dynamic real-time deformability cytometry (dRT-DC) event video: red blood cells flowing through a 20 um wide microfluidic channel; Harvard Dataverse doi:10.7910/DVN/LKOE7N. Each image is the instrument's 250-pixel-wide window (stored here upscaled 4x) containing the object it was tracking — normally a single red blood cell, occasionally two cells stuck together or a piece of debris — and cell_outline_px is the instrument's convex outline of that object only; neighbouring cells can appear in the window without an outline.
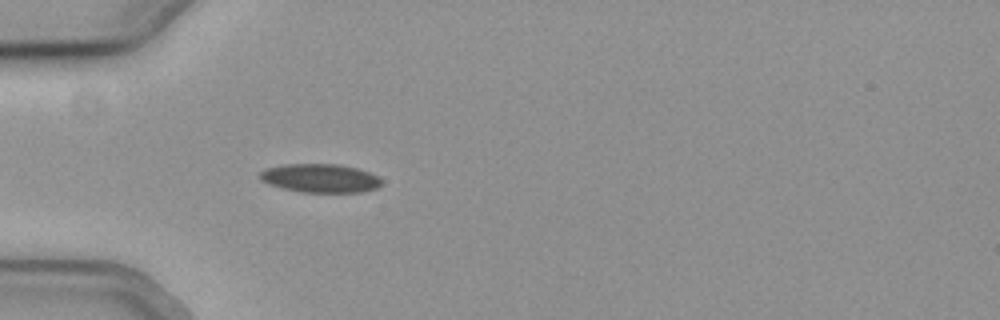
{"species": "common noctule bat (a hibernating species)", "species_latin": "Nyctalus noctula", "temperature_condition": "cold", "stored_images_in_passage": 43, "camera_frame_rate_fps": 3000, "um_per_image_px": 0.085, "animal": {"sex": "female", "body_mass_g": 19.3, "forearm_length_mm": 54.1}, "frame": {"image": 1, "passage_image": 5, "time_ms": 1.333, "image_size_px": [1000, 320], "cell_outline_px": [[384, 180], [376, 188], [360, 192], [300, 192], [268, 184], [260, 180], [260, 172], [268, 168], [284, 164], [340, 164], [356, 168], [380, 176]], "centroid_in_image_um": [27.24, 15.14], "position_along_channel_um": 57.8, "area_um2": 20.29}}
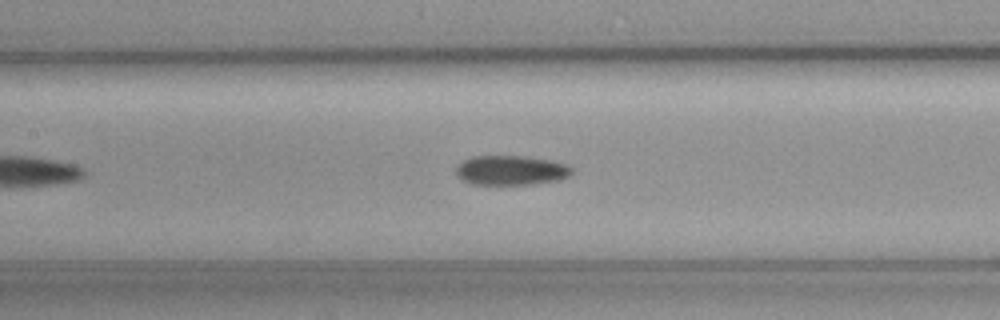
{"frame": {"image": 2, "passage_image": 14, "time_ms": 4.333, "image_size_px": [1000, 320], "cell_outline_px": [[572, 176], [560, 180], [532, 184], [468, 184], [460, 180], [456, 176], [456, 168], [464, 160], [472, 156], [524, 156], [552, 160], [568, 164], [572, 168]], "centroid_in_image_um": [43.45, 14.48], "position_along_channel_um": 163.9, "area_um2": 20.29}}
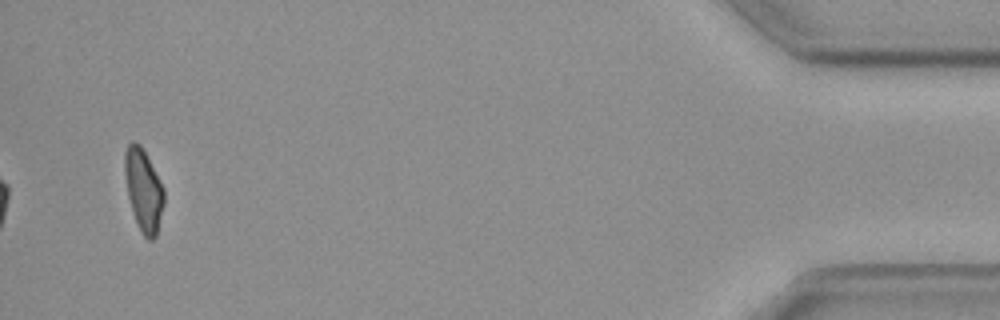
{"frame": {"image": 3, "passage_image": 41, "time_ms": 13.333, "image_size_px": [1000, 320], "cell_outline_px": [[164, 204], [156, 236], [152, 240], [148, 240], [140, 232], [128, 196], [124, 172], [124, 152], [128, 144], [132, 140], [140, 144], [164, 188]], "centroid_in_image_um": [12.19, 16.15], "position_along_channel_um": 423.0, "area_um2": 18.67}, "authors_computed_cell_mechanics": {"area_um2": 20.1722, "velocity_mm_per_s": 3.7884, "shape_relaxation_time_tau1_ms": 5.064, "shape_relaxation_time_tau2_ms": null, "deformation_change_tau1": 0.101, "deformation_change_tau2": null}}